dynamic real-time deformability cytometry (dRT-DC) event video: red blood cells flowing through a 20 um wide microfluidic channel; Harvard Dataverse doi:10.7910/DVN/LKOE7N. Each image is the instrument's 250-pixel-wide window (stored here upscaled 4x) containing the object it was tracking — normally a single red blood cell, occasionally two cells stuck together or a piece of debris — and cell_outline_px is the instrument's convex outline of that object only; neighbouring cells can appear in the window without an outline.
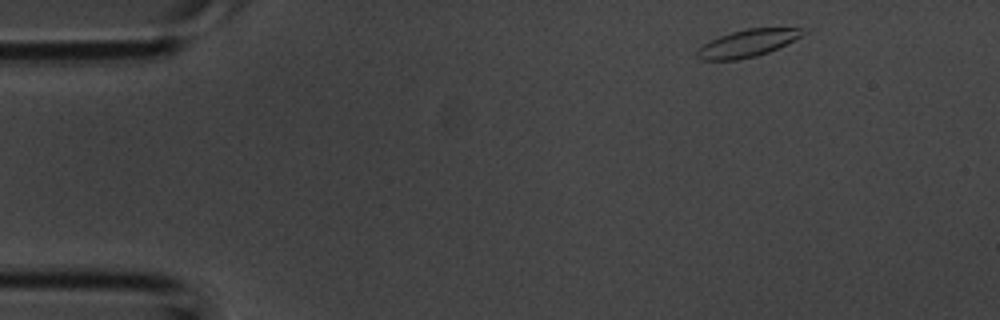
{"species": "common noctule bat (a hibernating species)", "species_latin": "Nyctalus noctula", "temperature_condition": "room temperature", "stored_images_in_passage": 38, "camera_frame_rate_fps": 3000, "um_per_image_px": 0.085, "animal": {"sex": "male", "body_mass_g": 20.1, "forearm_length_mm": 53.5}, "frame": {"image": 1, "passage_image": 1, "time_ms": 0.0, "image_size_px": [1000, 320], "cell_outline_px": [[808, 32], [804, 36], [768, 52], [756, 56], [736, 60], [700, 60], [696, 56], [696, 52], [704, 44], [720, 36], [732, 32], [748, 28], [800, 28]], "centroid_in_image_um": [63.57, 3.68], "position_along_channel_um": 21.4, "area_um2": 16.7}}
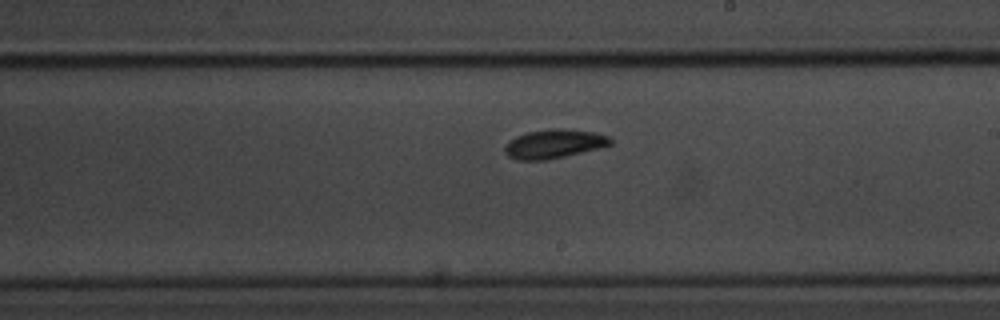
{"frame": {"image": 2, "passage_image": 20, "time_ms": 6.333, "image_size_px": [1000, 320], "cell_outline_px": [[612, 144], [564, 156], [544, 160], [516, 160], [508, 156], [504, 152], [504, 148], [516, 136], [528, 132], [552, 128], [564, 128], [592, 132], [608, 136], [612, 140]], "centroid_in_image_um": [47.07, 12.22], "position_along_channel_um": 241.9, "area_um2": 17.46}}
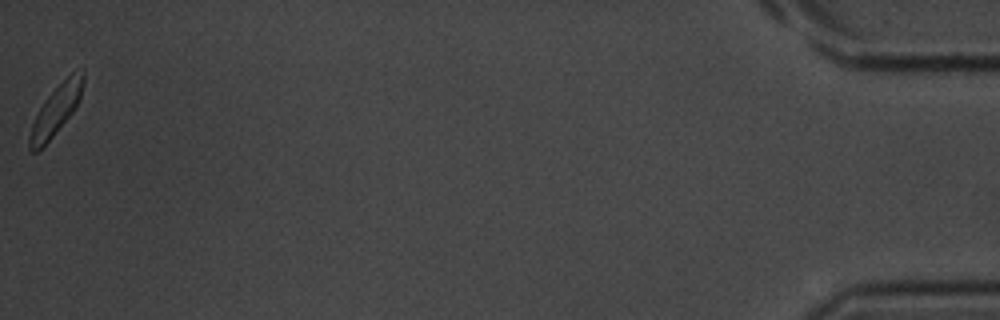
{"frame": {"image": 3, "passage_image": 38, "time_ms": 12.333, "image_size_px": [1000, 320], "cell_outline_px": [[84, 84], [80, 100], [76, 108], [52, 136], [36, 152], [32, 152], [28, 148], [28, 136], [32, 124], [44, 100], [72, 72], [84, 68]], "centroid_in_image_um": [4.78, 9.34], "position_along_channel_um": 430.4, "area_um2": 15.26}}